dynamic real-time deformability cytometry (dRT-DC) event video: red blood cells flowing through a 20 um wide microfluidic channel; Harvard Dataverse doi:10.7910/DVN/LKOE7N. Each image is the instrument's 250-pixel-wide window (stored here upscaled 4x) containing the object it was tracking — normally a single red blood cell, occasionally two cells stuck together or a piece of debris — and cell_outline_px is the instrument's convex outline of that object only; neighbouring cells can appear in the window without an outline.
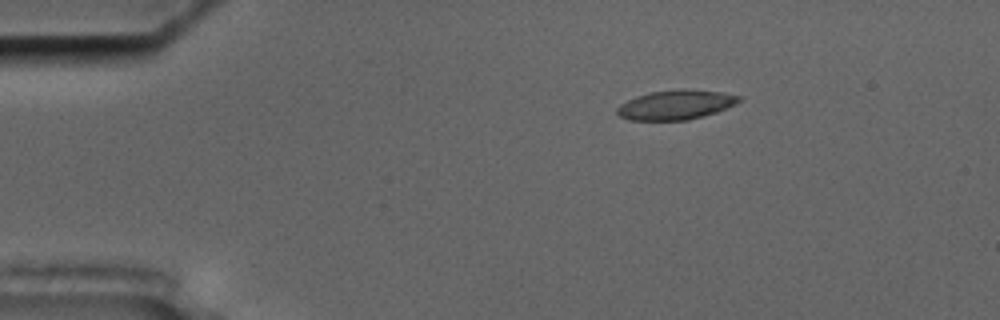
{"species": "common noctule bat (a hibernating species)", "species_latin": "Nyctalus noctula", "temperature_condition": "cold", "stored_images_in_passage": 57, "camera_frame_rate_fps": 3000, "um_per_image_px": 0.085, "animal": {"sex": "male", "body_mass_g": 17.5, "forearm_length_mm": 52.3}, "frame": {"image": 1, "passage_image": 10, "time_ms": 3.0, "image_size_px": [1000, 320], "cell_outline_px": [[744, 96], [736, 104], [716, 112], [688, 120], [628, 120], [620, 116], [616, 112], [616, 108], [620, 104], [636, 96], [648, 92], [680, 88], [684, 88], [724, 92]], "centroid_in_image_um": [57.46, 8.89], "position_along_channel_um": 27.5, "area_um2": 21.27}}
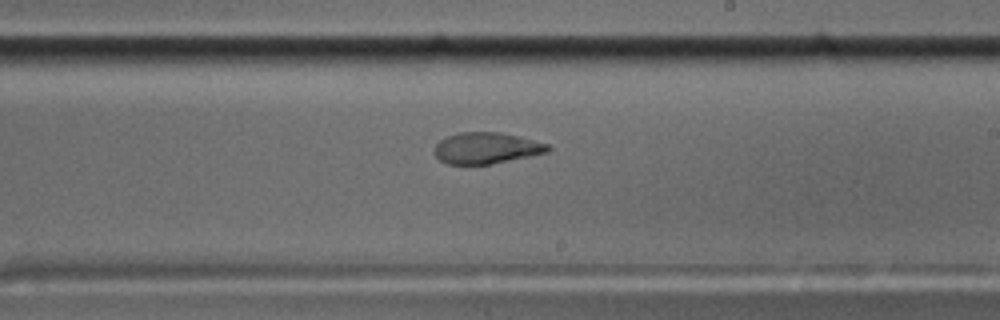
{"frame": {"image": 2, "passage_image": 34, "time_ms": 11.0, "image_size_px": [1000, 320], "cell_outline_px": [[552, 148], [548, 152], [532, 156], [492, 164], [448, 164], [440, 160], [432, 152], [436, 144], [440, 140], [448, 136], [460, 132], [500, 132], [548, 144]], "centroid_in_image_um": [41.33, 12.59], "position_along_channel_um": 247.7, "area_um2": 20.69}}
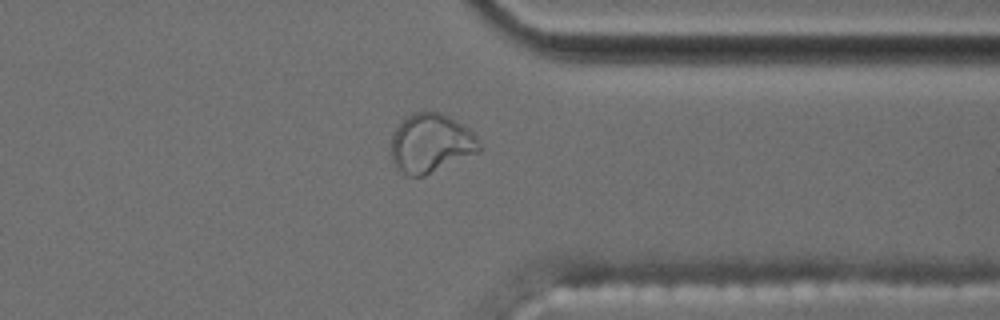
{"frame": {"image": 3, "passage_image": 45, "time_ms": 14.667, "image_size_px": [1000, 320], "cell_outline_px": [[480, 152], [424, 176], [408, 176], [400, 172], [396, 168], [392, 160], [392, 136], [396, 128], [408, 116], [416, 112], [440, 112], [456, 120], [468, 128], [476, 136], [480, 144]], "centroid_in_image_um": [36.64, 12.2], "position_along_channel_um": 374.8, "area_um2": 30.17}, "authors_computed_cell_mechanics": {"area_um2": 21.8484, "velocity_mm_per_s": 3.5352, "shape_relaxation_time_tau1_ms": null, "shape_relaxation_time_tau2_ms": 1.888, "deformation_change_tau1": null, "deformation_change_tau2": 0.0756}}